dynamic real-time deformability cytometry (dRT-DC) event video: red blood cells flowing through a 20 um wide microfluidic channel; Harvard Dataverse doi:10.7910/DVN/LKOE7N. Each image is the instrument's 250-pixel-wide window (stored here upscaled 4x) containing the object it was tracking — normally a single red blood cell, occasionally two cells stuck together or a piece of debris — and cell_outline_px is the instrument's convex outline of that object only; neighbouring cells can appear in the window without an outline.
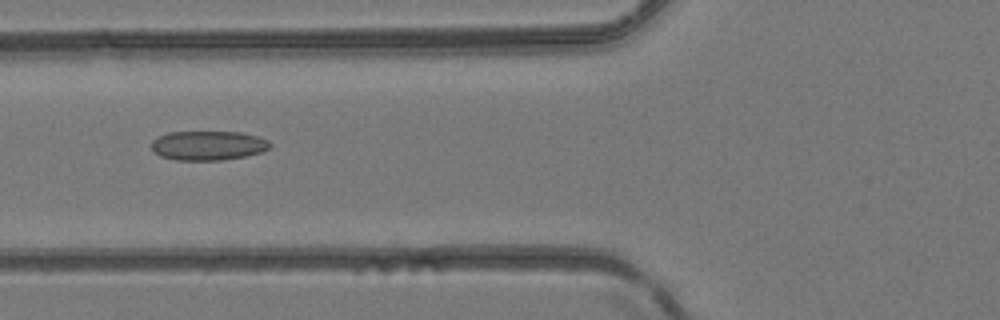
{"species": "common noctule bat (a hibernating species)", "species_latin": "Nyctalus noctula", "temperature_condition": "room temperature", "stored_images_in_passage": 6, "camera_frame_rate_fps": 3000, "um_per_image_px": 0.085, "animal": {"sex": "female", "body_mass_g": 24.6, "forearm_length_mm": 56.2}, "frame": {"image": 1, "passage_image": 6, "time_ms": 1.667, "image_size_px": [1000, 320], "cell_outline_px": [[272, 144], [264, 152], [244, 156], [220, 160], [176, 160], [160, 156], [152, 152], [152, 140], [156, 136], [168, 132], [240, 132], [256, 136], [268, 140]], "centroid_in_image_um": [17.66, 12.37], "position_along_channel_um": 108.1, "area_um2": 20.4}}